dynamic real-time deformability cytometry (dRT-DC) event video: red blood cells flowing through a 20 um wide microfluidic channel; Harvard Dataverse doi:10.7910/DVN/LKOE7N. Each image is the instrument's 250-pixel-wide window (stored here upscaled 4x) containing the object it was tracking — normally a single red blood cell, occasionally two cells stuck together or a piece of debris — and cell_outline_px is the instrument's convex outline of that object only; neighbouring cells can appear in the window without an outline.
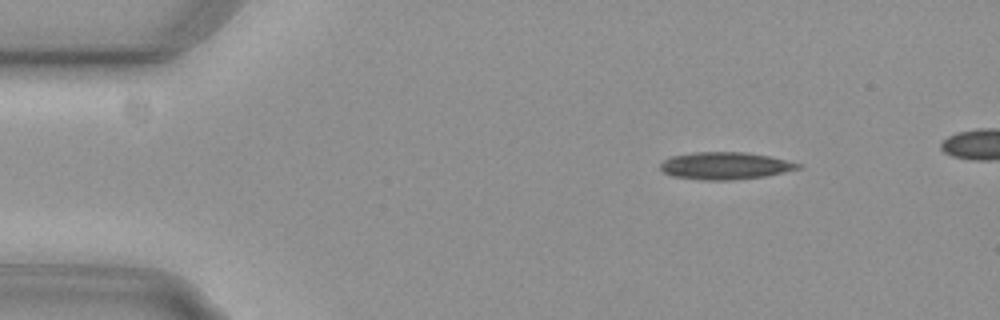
{"species": "common noctule bat (a hibernating species)", "species_latin": "Nyctalus noctula", "temperature_condition": "cold", "stored_images_in_passage": 4, "camera_frame_rate_fps": 3000, "um_per_image_px": 0.085, "animal": {"sex": "female", "body_mass_g": 29.2, "forearm_length_mm": 56.3}, "frame": {"image": 1, "passage_image": 2, "time_ms": 0.333, "image_size_px": [1000, 320], "cell_outline_px": [[804, 168], [764, 176], [728, 180], [708, 180], [672, 176], [664, 172], [660, 168], [660, 164], [668, 156], [692, 152], [744, 152], [768, 156], [804, 164]], "centroid_in_image_um": [61.65, 14.08], "position_along_channel_um": 23.4, "area_um2": 21.91}}